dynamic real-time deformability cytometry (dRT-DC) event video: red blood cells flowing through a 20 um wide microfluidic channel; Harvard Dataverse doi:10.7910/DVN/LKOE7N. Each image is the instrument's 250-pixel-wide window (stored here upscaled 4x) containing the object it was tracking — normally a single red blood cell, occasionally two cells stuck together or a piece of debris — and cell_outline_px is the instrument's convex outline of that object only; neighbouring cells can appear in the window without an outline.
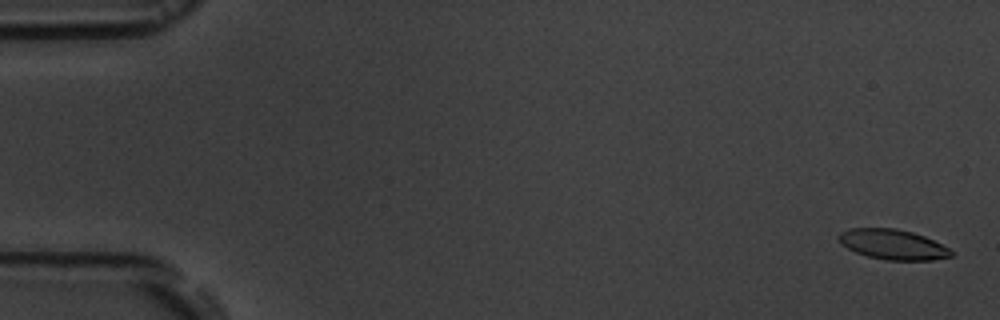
{"species": "common noctule bat (a hibernating species)", "species_latin": "Nyctalus noctula", "temperature_condition": "room temperature", "stored_images_in_passage": 17, "camera_frame_rate_fps": 3000, "um_per_image_px": 0.085, "animal": {"sex": "male", "body_mass_g": 19.5, "forearm_length_mm": 54.6}, "frame": {"image": 1, "passage_image": 1, "time_ms": 0.0, "image_size_px": [1000, 320], "cell_outline_px": [[952, 256], [932, 260], [888, 260], [868, 256], [856, 252], [848, 248], [836, 236], [840, 232], [848, 228], [896, 228], [912, 232], [924, 236], [948, 248], [952, 252]], "centroid_in_image_um": [75.87, 20.77], "position_along_channel_um": 9.1, "area_um2": 19.48}}
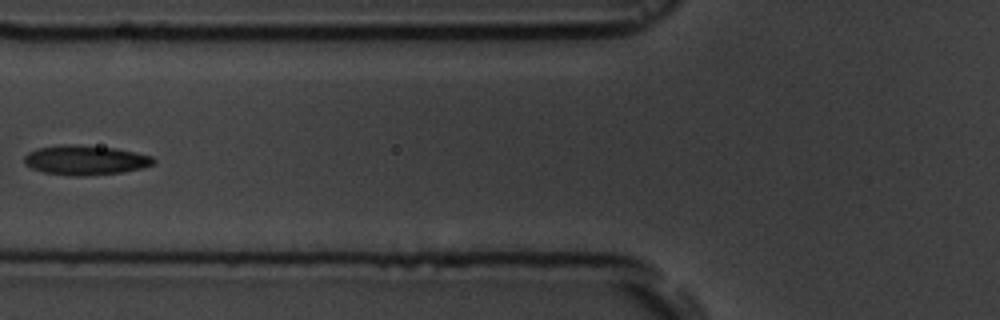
{"frame": {"image": 2, "passage_image": 7, "time_ms": 7.0, "image_size_px": [1000, 320], "cell_outline_px": [[156, 160], [152, 164], [144, 168], [120, 172], [84, 176], [68, 176], [44, 172], [32, 168], [24, 164], [24, 156], [28, 152], [36, 148], [64, 144], [76, 144], [116, 148], [152, 156]], "centroid_in_image_um": [7.23, 13.6], "position_along_channel_um": 118.6, "area_um2": 22.43}}
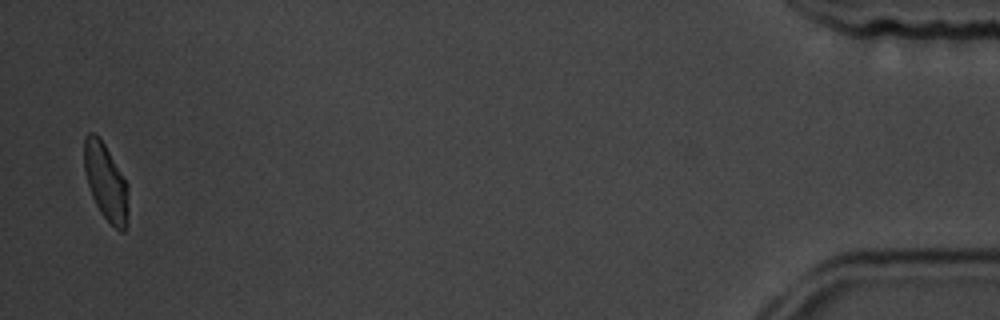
{"frame": {"image": 3, "passage_image": 17, "time_ms": 18.0, "image_size_px": [1000, 320], "cell_outline_px": [[128, 216], [124, 232], [120, 232], [100, 212], [92, 196], [84, 172], [84, 136], [88, 132], [96, 132], [100, 136], [128, 184]], "centroid_in_image_um": [8.99, 15.42], "position_along_channel_um": 426.2, "area_um2": 19.94}, "authors_computed_cell_mechanics": {"area_um2": 21.2126, "velocity_mm_per_s": 3.6037, "shape_relaxation_time_tau1_ms": 3.0955, "shape_relaxation_time_tau2_ms": 1.4291, "deformation_change_tau1": 0.0873, "deformation_change_tau2": 0.0497}}